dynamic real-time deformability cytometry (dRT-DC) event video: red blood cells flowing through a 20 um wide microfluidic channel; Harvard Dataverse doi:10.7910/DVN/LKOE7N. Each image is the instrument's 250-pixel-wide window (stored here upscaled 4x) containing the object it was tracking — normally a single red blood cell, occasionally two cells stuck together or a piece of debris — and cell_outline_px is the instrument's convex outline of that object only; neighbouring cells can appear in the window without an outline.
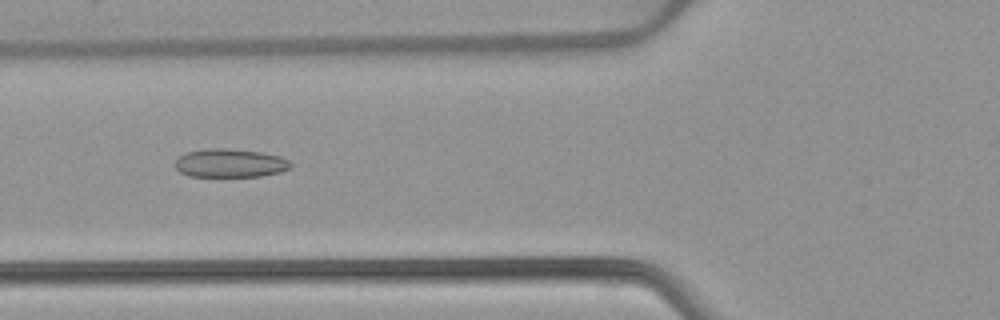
{"species": "common noctule bat (a hibernating species)", "species_latin": "Nyctalus noctula", "temperature_condition": "warm", "stored_images_in_passage": 52, "camera_frame_rate_fps": 3000, "um_per_image_px": 0.085, "animal": {"sex": "female", "body_mass_g": 22.7, "forearm_length_mm": 54.2}, "frame": {"image": 1, "passage_image": 20, "time_ms": 6.333, "image_size_px": [1000, 320], "cell_outline_px": [[292, 164], [288, 168], [280, 172], [260, 176], [188, 176], [180, 172], [176, 168], [176, 160], [184, 152], [208, 148], [228, 148], [260, 152], [280, 156], [288, 160]], "centroid_in_image_um": [19.53, 13.85], "position_along_channel_um": 106.3, "area_um2": 19.13}}
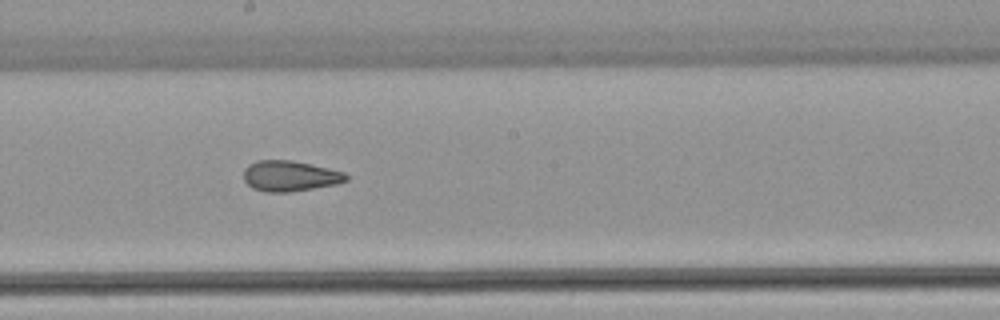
{"frame": {"image": 2, "passage_image": 29, "time_ms": 9.333, "image_size_px": [1000, 320], "cell_outline_px": [[348, 180], [336, 184], [288, 192], [264, 192], [252, 188], [244, 180], [244, 168], [248, 164], [256, 160], [292, 160], [328, 168], [344, 172], [348, 176]], "centroid_in_image_um": [24.61, 14.95], "position_along_channel_um": 223.6, "area_um2": 18.26}}
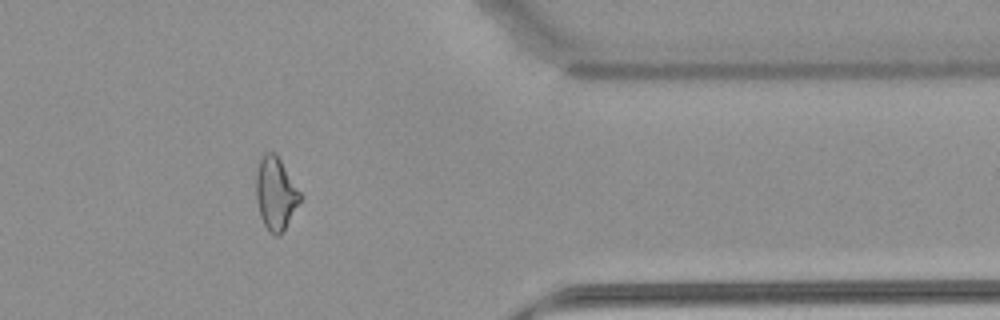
{"frame": {"image": 3, "passage_image": 43, "time_ms": 14.0, "image_size_px": [1000, 320], "cell_outline_px": [[300, 200], [280, 236], [276, 236], [268, 232], [260, 216], [256, 200], [256, 168], [260, 156], [264, 152], [272, 152], [280, 160], [300, 192]], "centroid_in_image_um": [23.38, 16.45], "position_along_channel_um": 388.0, "area_um2": 18.44}, "authors_computed_cell_mechanics": {"area_um2": 19.8254, "velocity_mm_per_s": 3.9074, "shape_relaxation_time_tau1_ms": null, "shape_relaxation_time_tau2_ms": 2.0526, "deformation_change_tau1": null, "deformation_change_tau2": 0.0983}}